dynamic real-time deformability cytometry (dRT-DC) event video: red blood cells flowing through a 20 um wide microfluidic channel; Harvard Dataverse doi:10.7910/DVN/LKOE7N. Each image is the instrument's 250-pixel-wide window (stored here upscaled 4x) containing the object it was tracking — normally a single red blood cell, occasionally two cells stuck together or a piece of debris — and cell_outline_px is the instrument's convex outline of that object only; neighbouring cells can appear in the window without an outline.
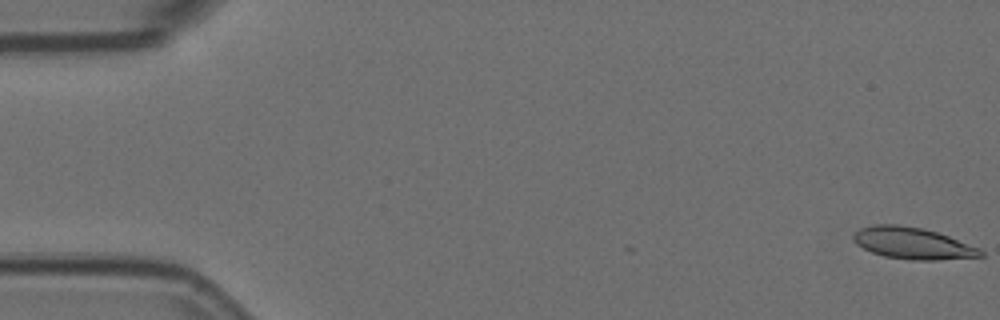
{"species": "Egyptian fruit bat (a non-hibernating species)", "species_latin": "Rousettus aegyptiacus", "temperature_condition": "room temperature", "stored_images_in_passage": 3, "camera_frame_rate_fps": 3000, "um_per_image_px": 0.085, "animal": {"sex": "female"}, "frame": {"image": 1, "passage_image": 1, "time_ms": 0.0, "image_size_px": [1000, 320], "cell_outline_px": [[984, 256], [936, 260], [912, 260], [884, 256], [872, 252], [856, 244], [852, 240], [852, 236], [860, 228], [872, 224], [900, 224], [924, 228], [948, 236], [980, 248], [984, 252]], "centroid_in_image_um": [77.56, 20.67], "position_along_channel_um": 7.4, "area_um2": 23.52}}